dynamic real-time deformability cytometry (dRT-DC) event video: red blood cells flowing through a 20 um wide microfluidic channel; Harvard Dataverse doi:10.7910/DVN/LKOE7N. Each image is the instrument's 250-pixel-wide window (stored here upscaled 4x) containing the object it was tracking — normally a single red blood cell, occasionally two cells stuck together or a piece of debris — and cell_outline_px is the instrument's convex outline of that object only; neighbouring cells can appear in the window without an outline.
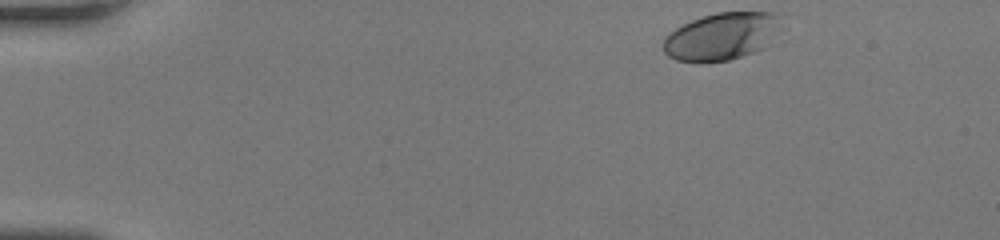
{"species": "human", "species_latin": "Homo sapiens", "temperature_condition": "room temperature", "stored_images_in_passage": 44, "camera_frame_rate_fps": 3000, "um_per_image_px": 0.085, "donor": {"sex": "female"}, "frame": {"image": 1, "passage_image": 1, "time_ms": 0.0, "image_size_px": [1000, 240], "cell_outline_px": [[776, 12], [772, 44], [764, 48], [728, 60], [676, 60], [668, 56], [664, 52], [660, 44], [664, 36], [676, 28], [692, 20], [716, 12]], "centroid_in_image_um": [61.24, 3.08], "position_along_channel_um": 23.8, "area_um2": 31.67}}
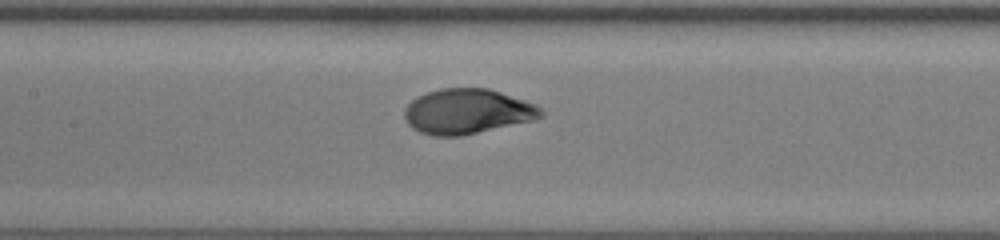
{"frame": {"image": 2, "passage_image": 19, "time_ms": 6.0, "image_size_px": [1000, 240], "cell_outline_px": [[544, 112], [540, 116], [532, 120], [460, 136], [432, 136], [420, 132], [412, 128], [404, 120], [404, 108], [416, 96], [440, 88], [488, 88], [536, 104]], "centroid_in_image_um": [39.66, 9.47], "position_along_channel_um": 167.7, "area_um2": 35.66}}
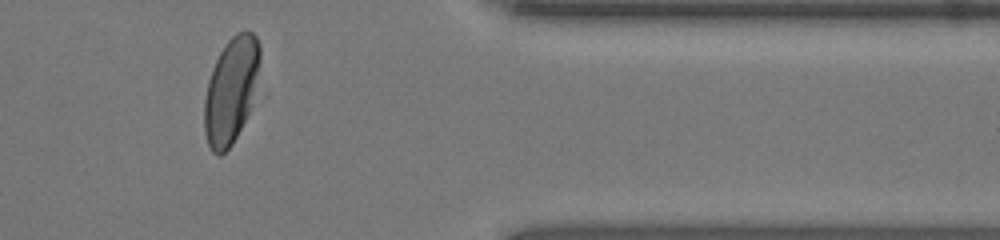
{"frame": {"image": 3, "passage_image": 36, "time_ms": 11.667, "image_size_px": [1000, 240], "cell_outline_px": [[260, 60], [248, 112], [232, 144], [220, 156], [216, 156], [212, 152], [208, 144], [204, 132], [204, 100], [208, 80], [212, 68], [224, 44], [236, 32], [252, 32], [256, 36], [260, 44]], "centroid_in_image_um": [19.59, 7.67], "position_along_channel_um": 391.8, "area_um2": 33.76}, "authors_computed_cell_mechanics": {"area_um2": 35.7204, "velocity_mm_per_s": 4.2389, "shape_relaxation_time_tau1_ms": 2.183, "shape_relaxation_time_tau2_ms": null, "deformation_change_tau1": 0.1428, "deformation_change_tau2": null}}